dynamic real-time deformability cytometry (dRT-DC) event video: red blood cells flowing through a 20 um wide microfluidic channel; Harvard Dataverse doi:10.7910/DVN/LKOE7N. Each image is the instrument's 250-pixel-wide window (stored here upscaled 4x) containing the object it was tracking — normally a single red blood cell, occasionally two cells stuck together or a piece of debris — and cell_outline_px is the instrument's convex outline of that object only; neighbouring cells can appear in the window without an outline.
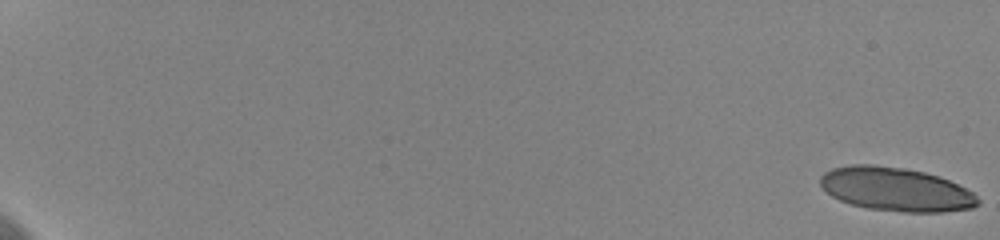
{"species": "human", "species_latin": "Homo sapiens", "temperature_condition": "cold", "stored_images_in_passage": 59, "camera_frame_rate_fps": 3000, "um_per_image_px": 0.085, "donor": {"sex": "female"}, "frame": {"image": 1, "passage_image": 1, "time_ms": 0.0, "image_size_px": [1000, 240], "cell_outline_px": [[980, 204], [972, 208], [944, 212], [904, 212], [868, 208], [852, 204], [840, 200], [832, 196], [820, 184], [820, 176], [824, 172], [832, 168], [852, 164], [872, 164], [904, 168], [924, 172], [940, 176], [972, 192], [980, 200]], "centroid_in_image_um": [76.15, 16.09], "position_along_channel_um": 8.8, "area_um2": 40.06}}
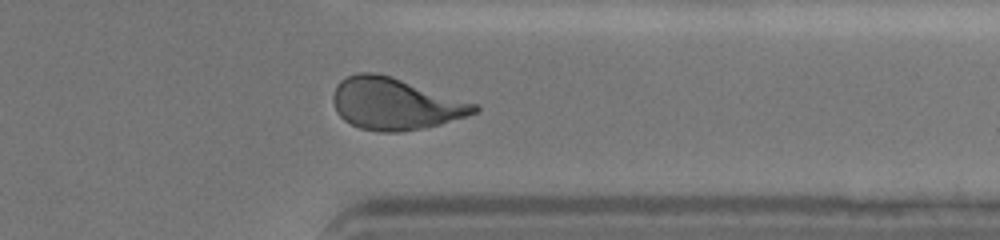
{"frame": {"image": 2, "passage_image": 50, "time_ms": 16.333, "image_size_px": [1000, 240], "cell_outline_px": [[480, 108], [476, 112], [440, 124], [400, 132], [380, 132], [360, 128], [344, 120], [336, 112], [332, 100], [332, 96], [336, 84], [340, 80], [356, 72], [376, 72], [392, 76], [476, 104]], "centroid_in_image_um": [33.52, 8.81], "position_along_channel_um": 377.9, "area_um2": 42.43}}
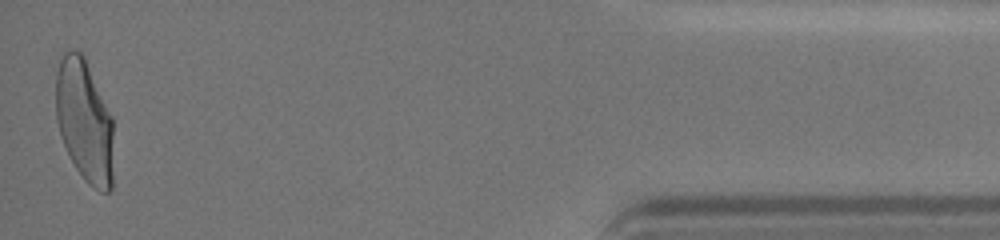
{"frame": {"image": 3, "passage_image": 59, "time_ms": 19.333, "image_size_px": [1000, 240], "cell_outline_px": [[112, 188], [108, 192], [100, 192], [92, 188], [84, 180], [76, 168], [60, 136], [56, 120], [56, 72], [60, 60], [64, 52], [72, 48], [80, 52], [84, 56], [112, 116]], "centroid_in_image_um": [7.17, 10.27], "position_along_channel_um": 428.0, "area_um2": 41.27}, "authors_computed_cell_mechanics": {"area_um2": 41.9628, "velocity_mm_per_s": 3.6208, "shape_relaxation_time_tau1_ms": 7.7033, "shape_relaxation_time_tau2_ms": 1.109, "deformation_change_tau1": 0.2353, "deformation_change_tau2": 0.0897}}